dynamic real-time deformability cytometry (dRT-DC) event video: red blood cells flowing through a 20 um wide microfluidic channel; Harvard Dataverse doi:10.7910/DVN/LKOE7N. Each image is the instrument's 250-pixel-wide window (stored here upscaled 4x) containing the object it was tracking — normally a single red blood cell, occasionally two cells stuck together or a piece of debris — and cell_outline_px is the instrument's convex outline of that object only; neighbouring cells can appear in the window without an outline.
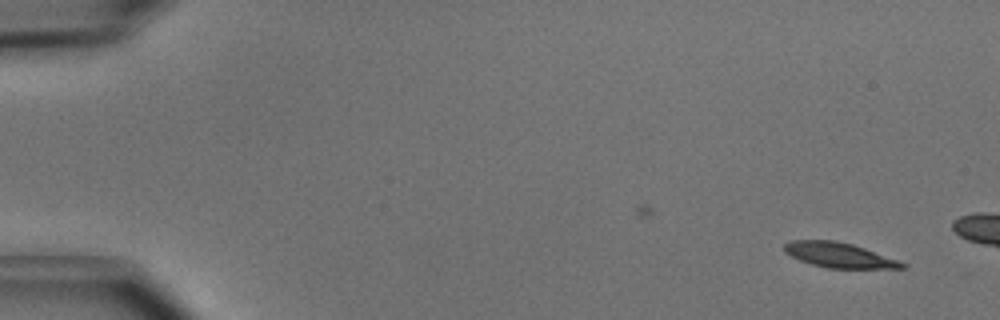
{"species": "common noctule bat (a hibernating species)", "species_latin": "Nyctalus noctula", "temperature_condition": "cold", "stored_images_in_passage": 4, "camera_frame_rate_fps": 3000, "um_per_image_px": 0.085, "animal": {"sex": "male", "body_mass_g": 15.6}, "frame": {"image": 1, "passage_image": 1, "time_ms": 0.0, "image_size_px": [1000, 320], "cell_outline_px": [[908, 264], [904, 268], [828, 268], [812, 264], [800, 260], [784, 252], [784, 244], [788, 240], [836, 240], [852, 244], [900, 260]], "centroid_in_image_um": [71.33, 21.67], "position_along_channel_um": 13.7, "area_um2": 17.17}}